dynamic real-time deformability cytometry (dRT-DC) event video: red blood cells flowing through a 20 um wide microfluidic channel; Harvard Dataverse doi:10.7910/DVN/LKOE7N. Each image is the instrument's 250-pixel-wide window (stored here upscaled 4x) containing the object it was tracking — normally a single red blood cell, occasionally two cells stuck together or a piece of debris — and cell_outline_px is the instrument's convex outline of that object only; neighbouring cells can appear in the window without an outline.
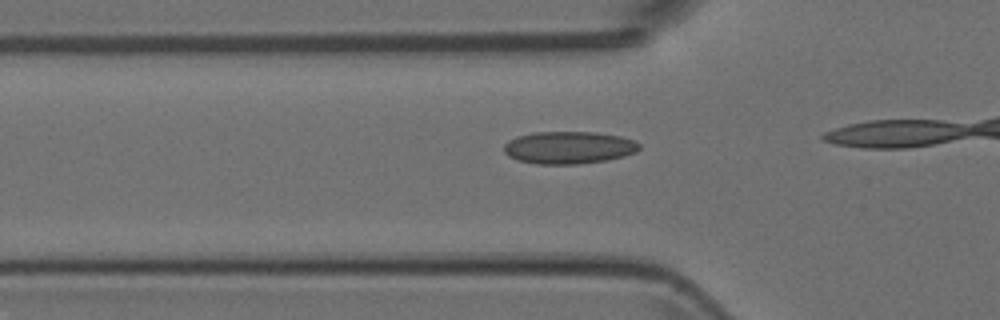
{"species": "Egyptian fruit bat (a non-hibernating species)", "species_latin": "Rousettus aegyptiacus", "temperature_condition": "room temperature", "stored_images_in_passage": 16, "camera_frame_rate_fps": 3000, "um_per_image_px": 0.085, "animal": {"sex": "female"}, "frame": {"image": 1, "passage_image": 11, "time_ms": 3.333, "image_size_px": [1000, 320], "cell_outline_px": [[640, 148], [636, 152], [624, 156], [608, 160], [580, 164], [536, 164], [516, 160], [508, 156], [504, 152], [504, 144], [508, 140], [516, 136], [536, 132], [596, 132], [620, 136], [636, 140], [640, 144]], "centroid_in_image_um": [48.35, 12.54], "position_along_channel_um": 77.5, "area_um2": 25.89}}
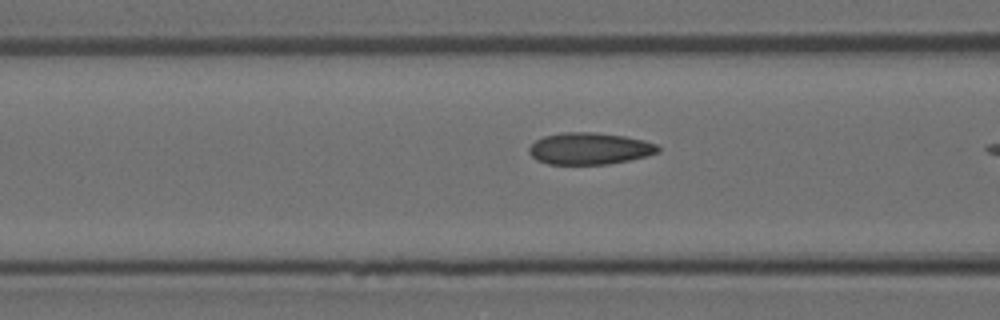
{"frame": {"image": 2, "passage_image": 14, "time_ms": 4.333, "image_size_px": [1000, 320], "cell_outline_px": [[660, 152], [648, 156], [608, 164], [548, 164], [536, 160], [528, 152], [528, 148], [536, 140], [544, 136], [564, 132], [592, 132], [624, 136], [644, 140], [656, 144], [660, 148]], "centroid_in_image_um": [50.11, 12.63], "position_along_channel_um": 116.5, "area_um2": 23.93}}